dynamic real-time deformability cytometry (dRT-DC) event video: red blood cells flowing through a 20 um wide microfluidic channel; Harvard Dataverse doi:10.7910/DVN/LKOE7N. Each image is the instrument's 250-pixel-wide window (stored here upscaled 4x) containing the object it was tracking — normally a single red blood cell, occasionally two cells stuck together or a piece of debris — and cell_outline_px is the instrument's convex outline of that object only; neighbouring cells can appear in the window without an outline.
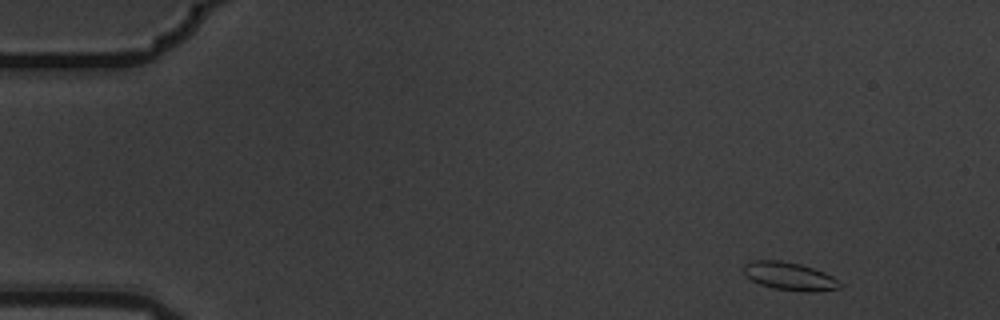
{"species": "common noctule bat (a hibernating species)", "species_latin": "Nyctalus noctula", "temperature_condition": "warm", "stored_images_in_passage": 5, "camera_frame_rate_fps": 3000, "um_per_image_px": 0.085, "animal": {"sex": "male", "body_mass_g": 19.5, "forearm_length_mm": 54.6}, "frame": {"image": 1, "passage_image": 1, "time_ms": 0.0, "image_size_px": [1000, 320], "cell_outline_px": [[840, 288], [808, 292], [776, 288], [760, 284], [744, 276], [744, 264], [752, 260], [780, 260], [800, 264], [824, 272], [832, 276], [840, 284]], "centroid_in_image_um": [67.06, 23.46], "position_along_channel_um": 17.9, "area_um2": 15.43}}